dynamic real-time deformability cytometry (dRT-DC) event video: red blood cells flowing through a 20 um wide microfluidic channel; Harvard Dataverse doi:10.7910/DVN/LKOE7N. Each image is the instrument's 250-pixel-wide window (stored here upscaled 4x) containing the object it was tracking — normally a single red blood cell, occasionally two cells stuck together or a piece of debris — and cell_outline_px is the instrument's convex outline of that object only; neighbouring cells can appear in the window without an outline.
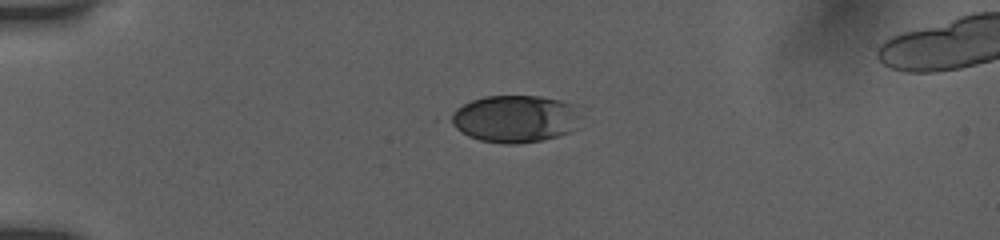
{"species": "human", "species_latin": "Homo sapiens", "temperature_condition": "room temperature", "stored_images_in_passage": 57, "camera_frame_rate_fps": 3000, "um_per_image_px": 0.085, "donor": {"sex": "female"}, "frame": {"image": 1, "passage_image": 1, "time_ms": 0.0, "image_size_px": [1000, 240], "cell_outline_px": [[568, 132], [544, 140], [516, 144], [504, 144], [480, 140], [468, 136], [444, 120], [456, 108], [472, 100], [488, 96], [536, 96], [560, 100], [568, 104]], "centroid_in_image_um": [43.46, 10.11], "position_along_channel_um": 41.5, "area_um2": 34.16}}
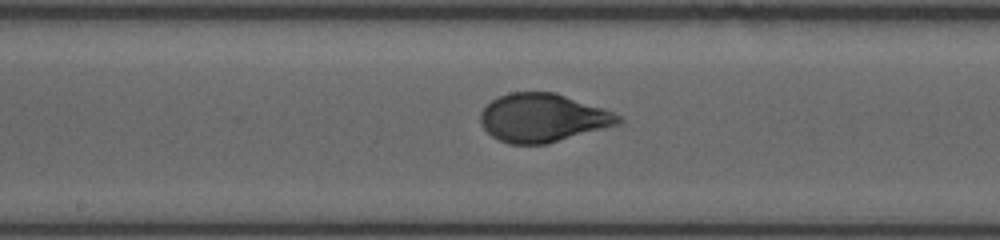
{"frame": {"image": 2, "passage_image": 23, "time_ms": 5.333, "image_size_px": [1000, 240], "cell_outline_px": [[624, 120], [616, 124], [548, 144], [508, 144], [492, 136], [480, 124], [480, 112], [492, 100], [508, 92], [556, 92], [612, 112], [620, 116]], "centroid_in_image_um": [46.08, 10.01], "position_along_channel_um": 202.1, "area_um2": 38.49}}
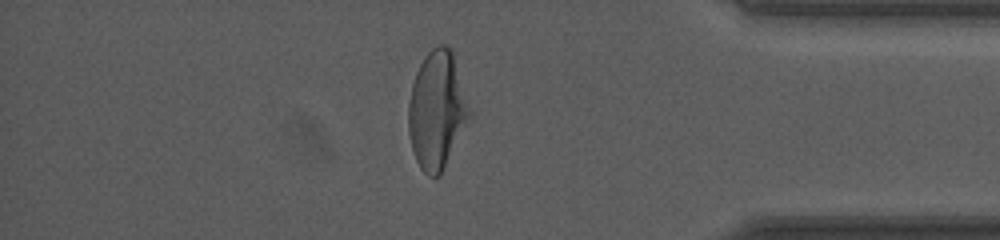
{"frame": {"image": 3, "passage_image": 47, "time_ms": 11.0, "image_size_px": [1000, 240], "cell_outline_px": [[472, 116], [440, 176], [428, 176], [420, 168], [412, 152], [408, 132], [408, 104], [412, 84], [416, 72], [424, 56], [432, 48], [440, 44], [444, 44], [452, 52], [472, 112]], "centroid_in_image_um": [37.14, 9.4], "position_along_channel_um": 398.1, "area_um2": 42.08}, "authors_computed_cell_mechanics": {"area_um2": 38.8994, "velocity_mm_per_s": 3.8547, "shape_relaxation_time_tau1_ms": 4.2389, "shape_relaxation_time_tau2_ms": null, "deformation_change_tau1": 0.1937, "deformation_change_tau2": null}}